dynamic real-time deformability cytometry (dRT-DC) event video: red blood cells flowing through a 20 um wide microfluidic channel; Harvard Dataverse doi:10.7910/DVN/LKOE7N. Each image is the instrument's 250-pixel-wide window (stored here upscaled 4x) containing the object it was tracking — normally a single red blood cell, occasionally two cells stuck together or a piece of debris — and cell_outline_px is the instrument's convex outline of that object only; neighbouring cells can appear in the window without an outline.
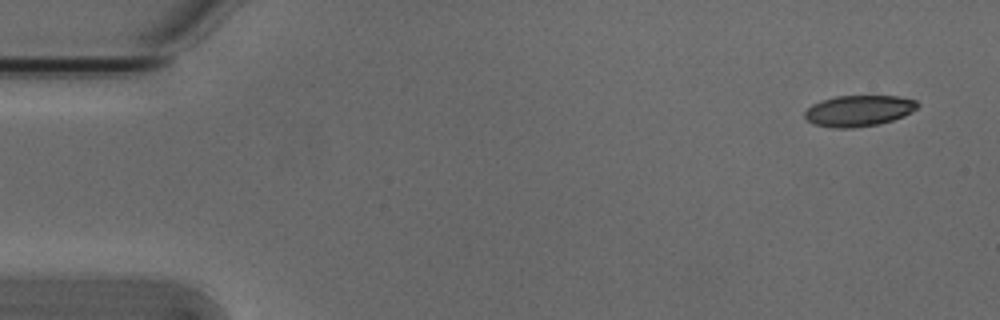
{"species": "Egyptian fruit bat (a non-hibernating species)", "species_latin": "Rousettus aegyptiacus", "temperature_condition": "cold", "stored_images_in_passage": 8, "camera_frame_rate_fps": 3000, "um_per_image_px": 0.085, "animal": {"sex": "male"}, "frame": {"image": 1, "passage_image": 1, "time_ms": 0.0, "image_size_px": [1000, 320], "cell_outline_px": [[920, 104], [912, 112], [904, 116], [892, 120], [876, 124], [852, 128], [832, 128], [812, 124], [804, 116], [804, 112], [812, 104], [820, 100], [836, 96], [896, 96], [916, 100]], "centroid_in_image_um": [72.97, 9.41], "position_along_channel_um": 12.0, "area_um2": 20.46}}
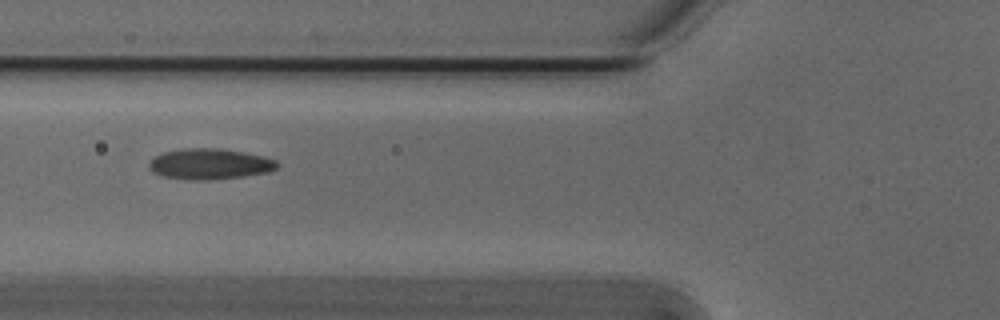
{"frame": {"image": 2, "passage_image": 6, "time_ms": 1.667, "image_size_px": [1000, 320], "cell_outline_px": [[280, 164], [276, 168], [268, 172], [244, 176], [208, 180], [196, 180], [164, 176], [152, 172], [148, 168], [148, 164], [156, 156], [164, 152], [184, 148], [216, 148], [244, 152], [264, 156], [276, 160]], "centroid_in_image_um": [17.85, 13.93], "position_along_channel_um": 108.0, "area_um2": 22.83}}
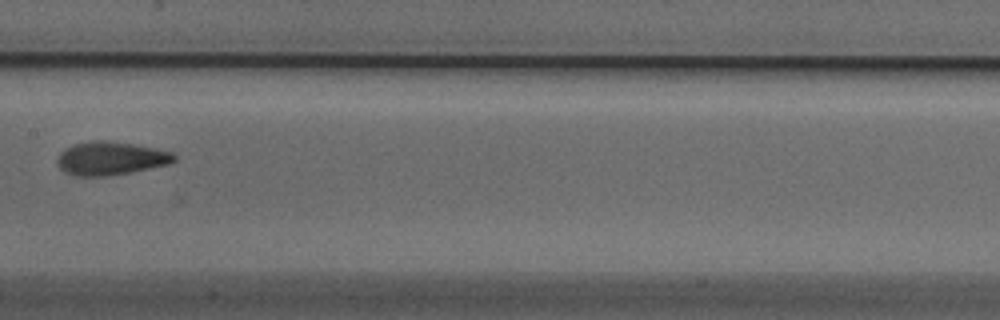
{"frame": {"image": 3, "passage_image": 8, "time_ms": 2.333, "image_size_px": [1000, 320], "cell_outline_px": [[176, 160], [168, 164], [128, 172], [104, 176], [76, 176], [64, 172], [56, 164], [56, 160], [60, 152], [64, 148], [72, 144], [96, 140], [104, 140], [132, 144], [156, 148], [172, 152], [176, 156]], "centroid_in_image_um": [9.35, 13.45], "position_along_channel_um": 198.0, "area_um2": 22.66}}